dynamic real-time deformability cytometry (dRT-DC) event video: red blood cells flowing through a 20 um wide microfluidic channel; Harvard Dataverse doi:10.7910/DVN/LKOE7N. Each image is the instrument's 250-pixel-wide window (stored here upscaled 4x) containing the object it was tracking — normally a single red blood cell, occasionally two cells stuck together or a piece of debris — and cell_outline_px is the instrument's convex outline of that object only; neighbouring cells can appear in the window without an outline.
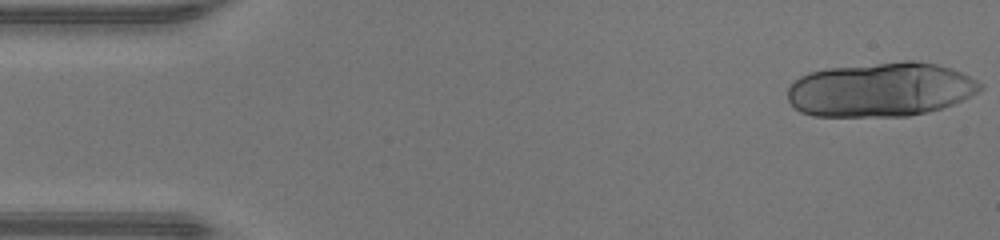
{"species": "human", "species_latin": "Homo sapiens", "temperature_condition": "warm", "stored_images_in_passage": 15, "camera_frame_rate_fps": 3000, "um_per_image_px": 0.085, "donor": {"sex": "male"}, "frame": {"image": 1, "passage_image": 1, "time_ms": 0.0, "image_size_px": [1000, 240], "cell_outline_px": [[984, 88], [952, 104], [928, 112], [908, 116], [812, 116], [800, 112], [788, 100], [788, 88], [800, 76], [808, 72], [828, 68], [904, 60], [912, 60], [936, 64], [960, 72], [984, 84]], "centroid_in_image_um": [74.83, 7.61], "position_along_channel_um": 10.2, "area_um2": 60.75}}